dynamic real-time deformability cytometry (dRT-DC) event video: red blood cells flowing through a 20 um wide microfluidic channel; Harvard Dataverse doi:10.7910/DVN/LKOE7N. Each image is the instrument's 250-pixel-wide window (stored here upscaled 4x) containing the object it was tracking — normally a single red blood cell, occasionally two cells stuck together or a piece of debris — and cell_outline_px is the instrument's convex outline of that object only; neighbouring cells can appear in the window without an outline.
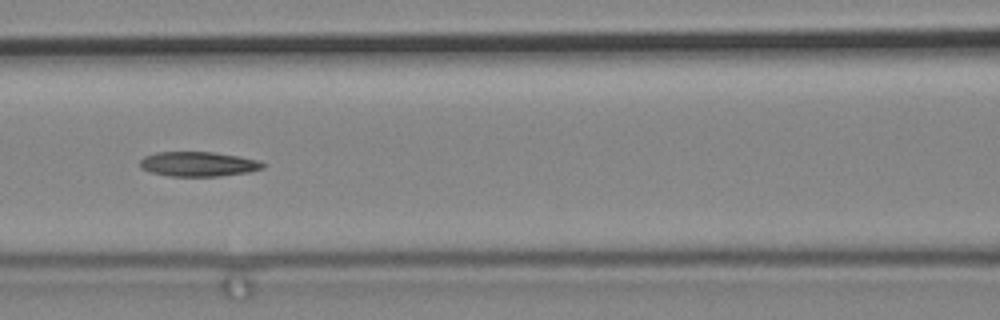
{"species": "common noctule bat (a hibernating species)", "species_latin": "Nyctalus noctula", "temperature_condition": "cold", "stored_images_in_passage": 9, "segment_of_instrument_passage": [1, 2], "camera_frame_rate_fps": 3000, "um_per_image_px": 0.085, "animal": {"sex": "male", "body_mass_g": 19.2, "forearm_length_mm": 51.8}, "frame": {"image": 1, "passage_image": 7, "time_ms": 2.0, "image_size_px": [1000, 320], "cell_outline_px": [[264, 168], [248, 172], [220, 176], [168, 176], [152, 172], [140, 168], [140, 160], [144, 156], [156, 152], [212, 152], [240, 156], [260, 160], [264, 164]], "centroid_in_image_um": [16.86, 13.94], "position_along_channel_um": 149.7, "area_um2": 17.74}}
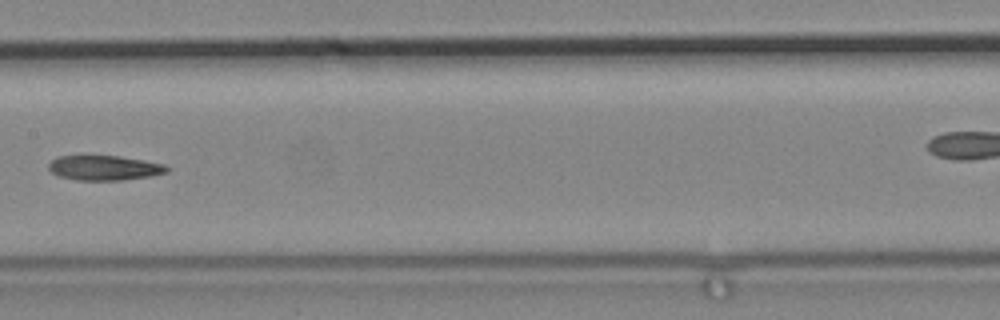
{"frame": {"image": 2, "passage_image": 8, "time_ms": 2.333, "image_size_px": [1000, 320], "cell_outline_px": [[168, 172], [152, 176], [124, 180], [76, 180], [56, 176], [48, 168], [48, 164], [56, 156], [120, 156], [144, 160], [164, 164], [168, 168]], "centroid_in_image_um": [8.86, 14.27], "position_along_channel_um": 198.5, "area_um2": 17.22}}